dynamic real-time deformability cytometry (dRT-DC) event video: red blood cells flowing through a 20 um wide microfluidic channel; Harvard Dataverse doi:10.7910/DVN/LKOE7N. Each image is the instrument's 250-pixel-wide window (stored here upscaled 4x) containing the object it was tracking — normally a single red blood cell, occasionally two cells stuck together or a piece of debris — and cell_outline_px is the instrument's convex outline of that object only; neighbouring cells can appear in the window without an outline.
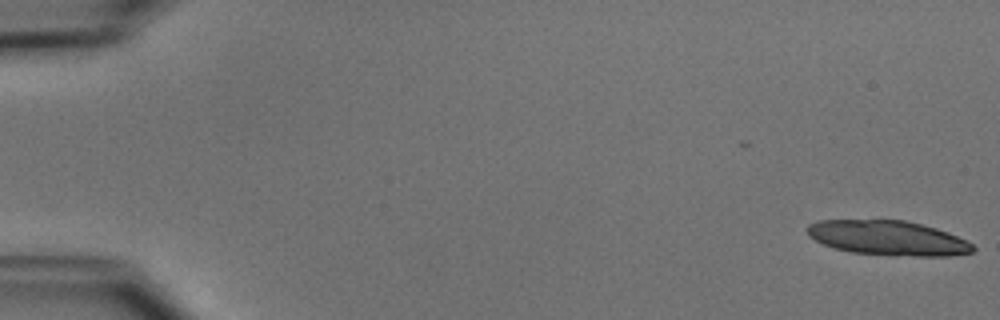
{"species": "common noctule bat (a hibernating species)", "species_latin": "Nyctalus noctula", "temperature_condition": "cold", "stored_images_in_passage": 40, "camera_frame_rate_fps": 3000, "um_per_image_px": 0.085, "animal": {"sex": "male", "body_mass_g": 15.6}, "frame": {"image": 1, "passage_image": 1, "time_ms": 0.0, "image_size_px": [1000, 320], "cell_outline_px": [[976, 248], [972, 252], [948, 256], [916, 256], [848, 252], [824, 244], [808, 236], [804, 228], [808, 224], [816, 220], [904, 220], [936, 228], [948, 232], [972, 244]], "centroid_in_image_um": [75.43, 20.22], "position_along_channel_um": 9.6, "area_um2": 33.35}}
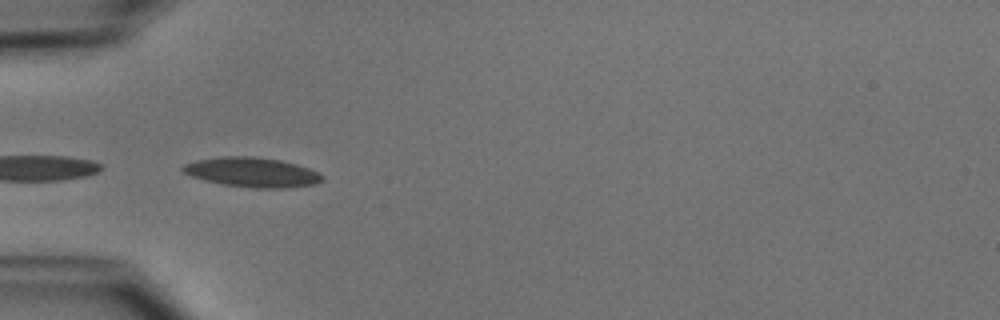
{"frame": {"image": 2, "passage_image": 17, "time_ms": 5.333, "image_size_px": [1000, 320], "cell_outline_px": [[324, 180], [316, 184], [288, 188], [256, 188], [224, 184], [192, 176], [184, 172], [180, 168], [184, 164], [196, 160], [220, 156], [256, 156], [280, 160], [296, 164], [320, 172], [324, 176]], "centroid_in_image_um": [21.48, 14.63], "position_along_channel_um": 63.5, "area_um2": 24.1}}